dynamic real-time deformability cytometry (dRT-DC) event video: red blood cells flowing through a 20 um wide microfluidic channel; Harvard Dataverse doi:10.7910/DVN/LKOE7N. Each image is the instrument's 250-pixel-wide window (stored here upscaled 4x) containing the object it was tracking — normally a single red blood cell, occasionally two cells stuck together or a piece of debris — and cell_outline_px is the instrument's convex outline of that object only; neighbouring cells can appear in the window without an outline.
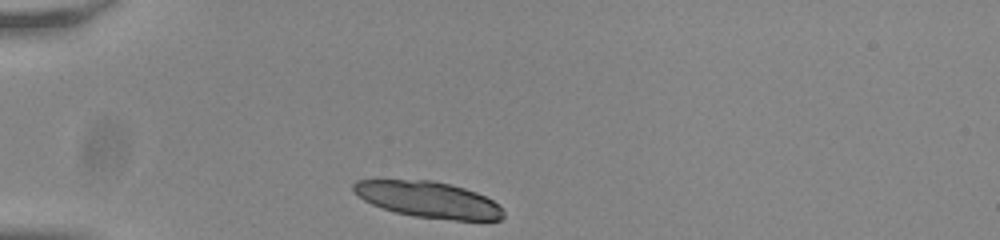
{"species": "common noctule bat (a hibernating species)", "species_latin": "Nyctalus noctula", "temperature_condition": "room temperature", "stored_images_in_passage": 32, "camera_frame_rate_fps": 3000, "um_per_image_px": 0.085, "animal": {"sex": "male", "body_mass_g": 20.0, "forearm_length_mm": 53.3}, "frame": {"image": 1, "passage_image": 1, "time_ms": 0.0, "image_size_px": [1000, 240], "cell_outline_px": [[504, 216], [500, 220], [456, 220], [412, 216], [380, 208], [364, 200], [352, 188], [352, 184], [356, 180], [432, 180], [464, 188], [476, 192], [492, 200], [504, 212]], "centroid_in_image_um": [36.39, 16.97], "position_along_channel_um": 48.6, "area_um2": 31.33}}